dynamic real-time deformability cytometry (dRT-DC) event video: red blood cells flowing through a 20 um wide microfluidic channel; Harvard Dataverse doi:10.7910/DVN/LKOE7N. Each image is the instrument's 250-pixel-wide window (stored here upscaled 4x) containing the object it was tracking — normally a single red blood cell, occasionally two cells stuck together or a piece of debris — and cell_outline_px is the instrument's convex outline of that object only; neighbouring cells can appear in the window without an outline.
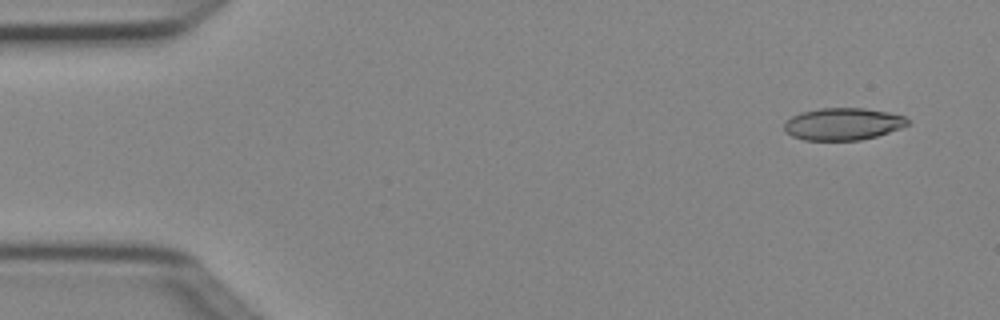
{"species": "Egyptian fruit bat (a non-hibernating species)", "species_latin": "Rousettus aegyptiacus", "temperature_condition": "cold", "stored_images_in_passage": 4, "camera_frame_rate_fps": 3000, "um_per_image_px": 0.085, "animal": {"sex": "female"}, "frame": {"image": 1, "passage_image": 1, "time_ms": 0.0, "image_size_px": [1000, 320], "cell_outline_px": [[908, 124], [900, 128], [876, 136], [860, 140], [804, 140], [792, 136], [784, 132], [784, 124], [792, 116], [800, 112], [820, 108], [864, 108], [888, 112], [904, 116], [908, 120]], "centroid_in_image_um": [71.62, 10.54], "position_along_channel_um": 13.4, "area_um2": 23.06}}
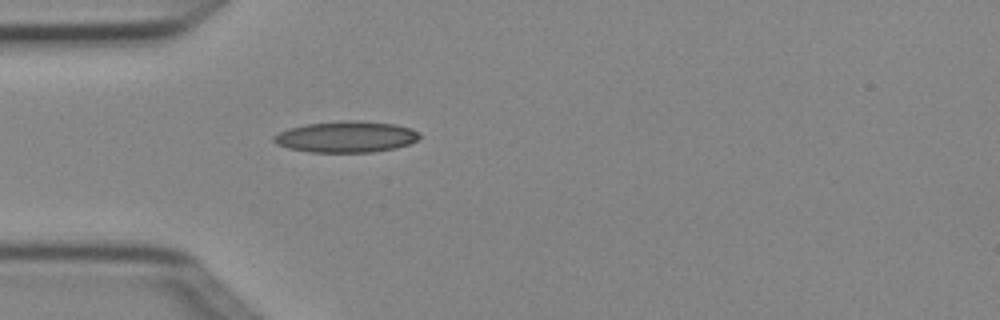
{"frame": {"image": 2, "passage_image": 4, "time_ms": 1.0, "image_size_px": [1000, 320], "cell_outline_px": [[420, 136], [416, 140], [408, 144], [396, 148], [372, 152], [308, 152], [288, 148], [276, 144], [272, 140], [272, 136], [288, 128], [308, 124], [340, 120], [360, 120], [396, 124], [412, 128]], "centroid_in_image_um": [29.4, 11.62], "position_along_channel_um": 55.6, "area_um2": 26.65}}